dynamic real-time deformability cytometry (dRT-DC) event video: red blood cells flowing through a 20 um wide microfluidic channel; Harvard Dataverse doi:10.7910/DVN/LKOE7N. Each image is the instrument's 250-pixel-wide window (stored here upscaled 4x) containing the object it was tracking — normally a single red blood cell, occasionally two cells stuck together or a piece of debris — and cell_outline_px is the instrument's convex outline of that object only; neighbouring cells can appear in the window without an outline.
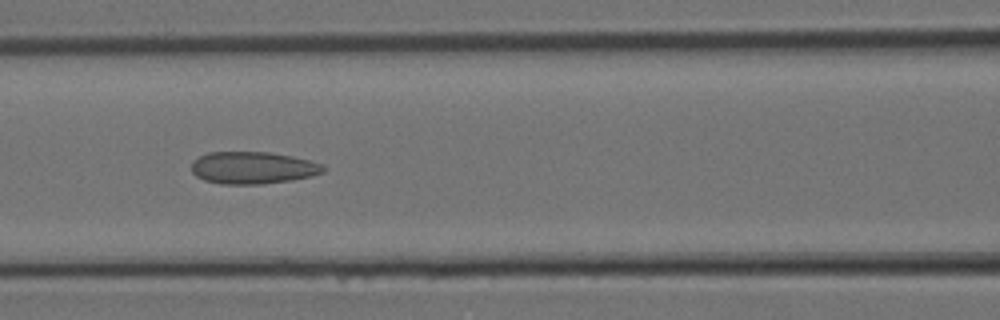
{"species": "Egyptian fruit bat (a non-hibernating species)", "species_latin": "Rousettus aegyptiacus", "temperature_condition": "room temperature", "stored_images_in_passage": 16, "camera_frame_rate_fps": 3000, "um_per_image_px": 0.085, "animal": {"sex": "female"}, "frame": {"image": 1, "passage_image": 10, "time_ms": 3.0, "image_size_px": [1000, 320], "cell_outline_px": [[324, 172], [312, 176], [292, 180], [260, 184], [220, 184], [204, 180], [196, 176], [192, 172], [192, 160], [208, 152], [268, 152], [292, 156], [324, 164]], "centroid_in_image_um": [21.48, 14.26], "position_along_channel_um": 145.1, "area_um2": 24.8}}
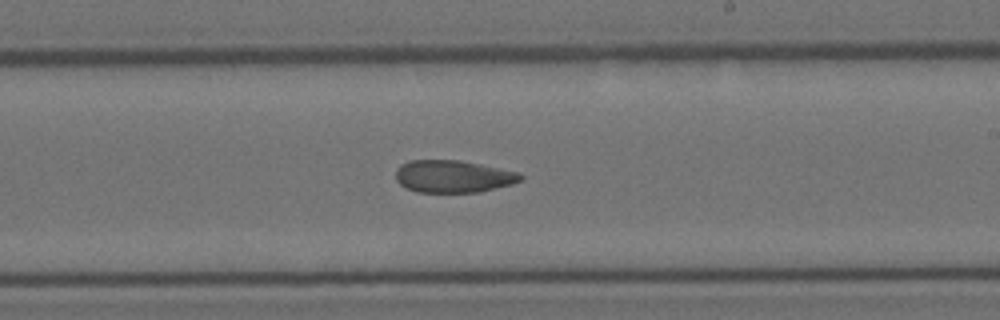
{"frame": {"image": 2, "passage_image": 14, "time_ms": 4.333, "image_size_px": [1000, 320], "cell_outline_px": [[524, 180], [512, 184], [480, 192], [416, 192], [400, 184], [396, 180], [396, 168], [400, 164], [408, 160], [460, 160], [520, 172], [524, 176]], "centroid_in_image_um": [38.54, 14.99], "position_along_channel_um": 250.5, "area_um2": 23.76}}
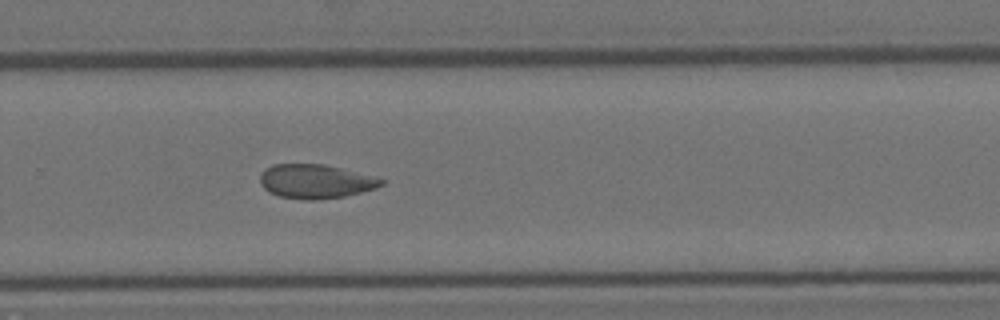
{"frame": {"image": 3, "passage_image": 16, "time_ms": 5.0, "image_size_px": [1000, 320], "cell_outline_px": [[384, 184], [376, 188], [344, 196], [312, 200], [304, 200], [280, 196], [268, 192], [260, 184], [260, 172], [264, 168], [272, 164], [324, 164], [372, 176], [384, 180]], "centroid_in_image_um": [26.76, 15.41], "position_along_channel_um": 303.0, "area_um2": 23.99}}